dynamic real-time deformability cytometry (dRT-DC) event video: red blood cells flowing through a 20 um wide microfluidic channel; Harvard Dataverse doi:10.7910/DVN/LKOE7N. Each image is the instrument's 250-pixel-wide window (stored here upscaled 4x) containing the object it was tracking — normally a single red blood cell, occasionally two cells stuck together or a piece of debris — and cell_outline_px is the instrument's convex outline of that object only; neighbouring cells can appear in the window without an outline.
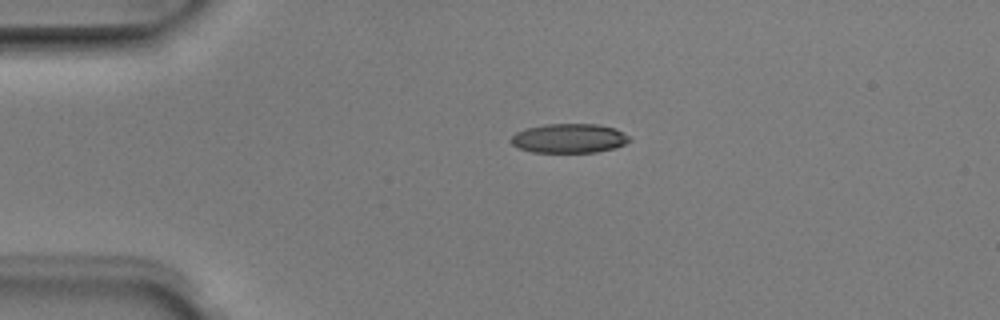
{"species": "Egyptian fruit bat (a non-hibernating species)", "species_latin": "Rousettus aegyptiacus", "temperature_condition": "room temperature", "stored_images_in_passage": 3, "camera_frame_rate_fps": 3000, "um_per_image_px": 0.085, "animal": {"sex": "male"}, "frame": {"image": 1, "passage_image": 2, "time_ms": 0.333, "image_size_px": [1000, 320], "cell_outline_px": [[632, 140], [616, 148], [596, 152], [532, 152], [520, 148], [512, 144], [508, 140], [516, 132], [524, 128], [544, 124], [600, 124], [616, 128], [628, 136]], "centroid_in_image_um": [48.37, 11.75], "position_along_channel_um": 36.6, "area_um2": 20.4}}